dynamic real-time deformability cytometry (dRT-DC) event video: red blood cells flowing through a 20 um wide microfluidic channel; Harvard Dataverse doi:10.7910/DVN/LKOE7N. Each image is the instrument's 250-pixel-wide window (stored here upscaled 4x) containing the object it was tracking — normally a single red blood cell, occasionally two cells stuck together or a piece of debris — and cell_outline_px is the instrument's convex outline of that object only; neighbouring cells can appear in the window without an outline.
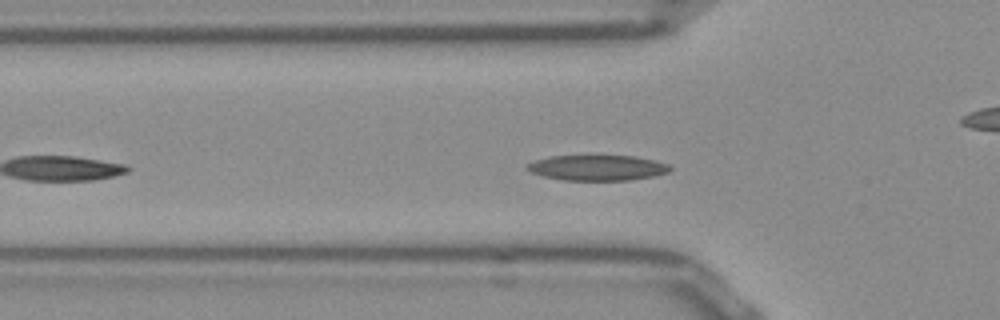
{"species": "Egyptian fruit bat (a non-hibernating species)", "species_latin": "Rousettus aegyptiacus", "temperature_condition": "room temperature", "stored_images_in_passage": 41, "camera_frame_rate_fps": 3000, "um_per_image_px": 0.085, "frame": {"image": 1, "passage_image": 8, "time_ms": 2.333, "image_size_px": [1000, 320], "cell_outline_px": [[672, 168], [668, 172], [656, 176], [628, 180], [564, 180], [544, 176], [532, 172], [524, 168], [528, 164], [536, 160], [552, 156], [632, 156], [652, 160], [668, 164]], "centroid_in_image_um": [50.79, 14.26], "position_along_channel_um": 75.0, "area_um2": 20.92}}
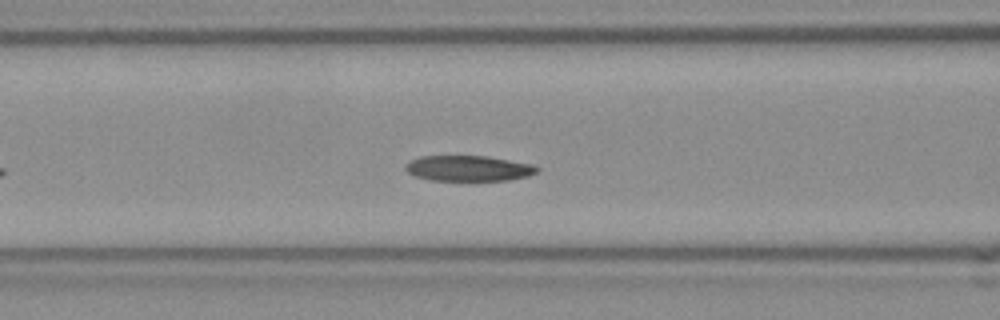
{"frame": {"image": 2, "passage_image": 12, "time_ms": 3.667, "image_size_px": [1000, 320], "cell_outline_px": [[540, 168], [536, 172], [528, 176], [508, 180], [432, 180], [416, 176], [408, 172], [404, 168], [412, 160], [420, 156], [488, 156], [532, 164]], "centroid_in_image_um": [39.85, 14.3], "position_along_channel_um": 126.7, "area_um2": 19.36}}
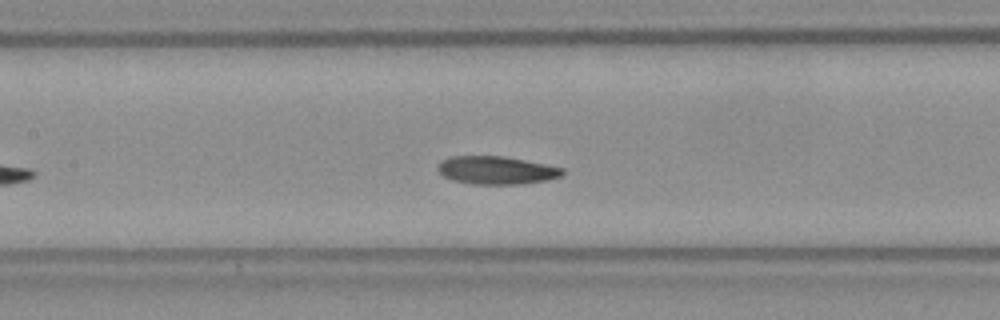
{"frame": {"image": 3, "passage_image": 15, "time_ms": 4.667, "image_size_px": [1000, 320], "cell_outline_px": [[564, 172], [560, 176], [548, 180], [524, 184], [472, 184], [452, 180], [444, 176], [436, 168], [444, 160], [452, 156], [504, 156], [564, 168]], "centroid_in_image_um": [42.21, 14.48], "position_along_channel_um": 165.2, "area_um2": 20.23}, "authors_computed_cell_mechanics": {"area_um2": 20.23, "velocity_mm_per_s": 3.8254, "shape_relaxation_time_tau1_ms": 4.0507, "shape_relaxation_time_tau2_ms": 2.3151, "deformation_change_tau1": 0.1366, "deformation_change_tau2": 0.0883}}